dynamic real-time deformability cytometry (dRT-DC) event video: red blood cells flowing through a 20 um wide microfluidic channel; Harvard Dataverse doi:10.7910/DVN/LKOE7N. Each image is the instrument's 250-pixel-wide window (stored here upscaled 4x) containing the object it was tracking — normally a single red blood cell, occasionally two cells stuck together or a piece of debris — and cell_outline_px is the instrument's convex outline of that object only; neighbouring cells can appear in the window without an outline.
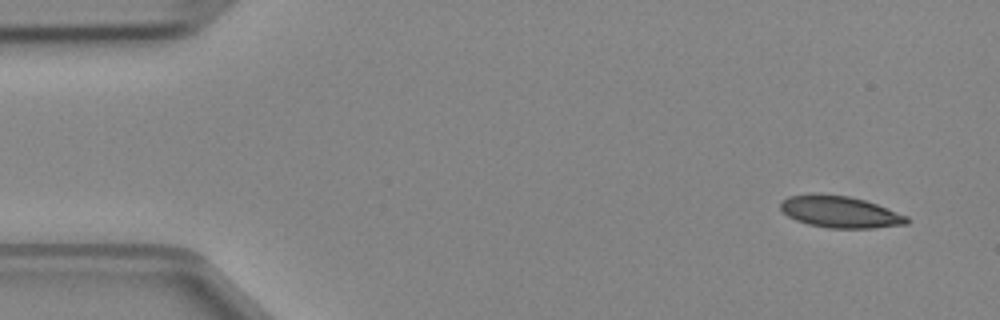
{"species": "Egyptian fruit bat (a non-hibernating species)", "species_latin": "Rousettus aegyptiacus", "temperature_condition": "cold", "stored_images_in_passage": 3, "camera_frame_rate_fps": 3000, "um_per_image_px": 0.085, "animal": {"sex": "female"}, "frame": {"image": 1, "passage_image": 1, "time_ms": 0.0, "image_size_px": [1000, 320], "cell_outline_px": [[908, 224], [872, 228], [828, 228], [808, 224], [796, 220], [788, 216], [780, 208], [780, 204], [788, 196], [812, 192], [816, 192], [848, 196], [864, 200], [876, 204], [908, 216]], "centroid_in_image_um": [71.37, 17.99], "position_along_channel_um": 13.6, "area_um2": 23.47}}
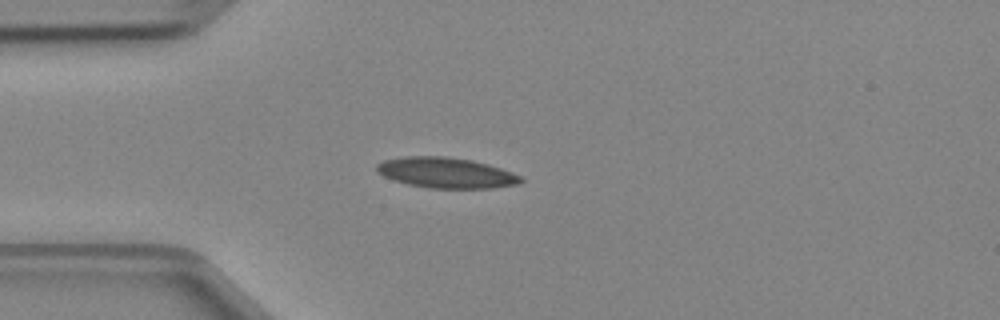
{"frame": {"image": 2, "passage_image": 3, "time_ms": 0.667, "image_size_px": [1000, 320], "cell_outline_px": [[524, 180], [520, 184], [492, 188], [432, 188], [408, 184], [384, 176], [376, 172], [376, 164], [384, 160], [404, 156], [448, 156], [472, 160], [488, 164], [512, 172], [520, 176]], "centroid_in_image_um": [37.93, 14.68], "position_along_channel_um": 47.1, "area_um2": 25.66}}